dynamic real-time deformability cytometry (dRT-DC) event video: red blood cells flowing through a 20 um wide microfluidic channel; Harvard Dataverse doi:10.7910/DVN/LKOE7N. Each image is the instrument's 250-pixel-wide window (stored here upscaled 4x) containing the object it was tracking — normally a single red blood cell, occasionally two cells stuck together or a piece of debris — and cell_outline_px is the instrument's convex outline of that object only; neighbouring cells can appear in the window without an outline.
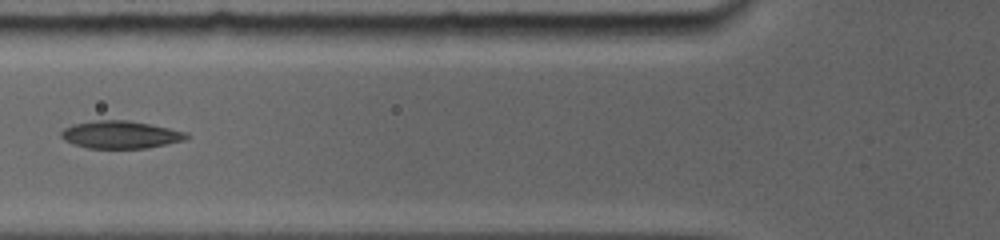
{"species": "common noctule bat (a hibernating species)", "species_latin": "Nyctalus noctula", "temperature_condition": "room temperature", "stored_images_in_passage": 19, "camera_frame_rate_fps": 5000, "um_per_image_px": 0.085, "animal": {"sex": "female", "body_mass_g": 19.0, "forearm_length_mm": 56.7}, "frame": {"image": 1, "passage_image": 7, "time_ms": 6.0, "image_size_px": [1000, 240], "cell_outline_px": [[188, 136], [184, 140], [168, 144], [148, 148], [88, 148], [72, 144], [64, 140], [60, 136], [60, 132], [64, 128], [72, 124], [92, 120], [128, 120], [188, 132]], "centroid_in_image_um": [10.2, 11.44], "position_along_channel_um": 115.6, "area_um2": 20.23}}
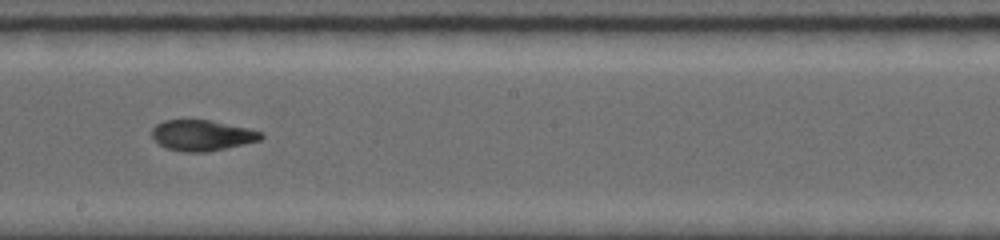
{"frame": {"image": 2, "passage_image": 10, "time_ms": 9.0, "image_size_px": [1000, 240], "cell_outline_px": [[264, 136], [260, 140], [208, 152], [184, 152], [168, 148], [160, 144], [152, 136], [152, 128], [156, 124], [164, 120], [208, 120], [248, 128], [264, 132]], "centroid_in_image_um": [17.19, 11.5], "position_along_channel_um": 231.0, "area_um2": 19.36}}
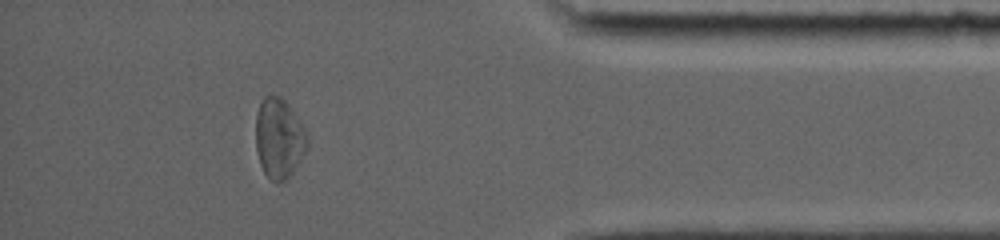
{"frame": {"image": 3, "passage_image": 16, "time_ms": 14.2, "image_size_px": [1000, 240], "cell_outline_px": [[308, 148], [292, 172], [284, 180], [276, 184], [264, 172], [260, 164], [256, 148], [256, 112], [260, 100], [264, 96], [280, 96], [288, 104], [308, 132]], "centroid_in_image_um": [23.72, 11.73], "position_along_channel_um": 411.5, "area_um2": 24.16}, "authors_computed_cell_mechanics": {"area_um2": 21.675, "velocity_mm_per_s": 3.8631, "shape_relaxation_time_tau1_ms": 10.6426, "shape_relaxation_time_tau2_ms": 2.694, "deformation_change_tau1": 0.2551, "deformation_change_tau2": 0.0776}}